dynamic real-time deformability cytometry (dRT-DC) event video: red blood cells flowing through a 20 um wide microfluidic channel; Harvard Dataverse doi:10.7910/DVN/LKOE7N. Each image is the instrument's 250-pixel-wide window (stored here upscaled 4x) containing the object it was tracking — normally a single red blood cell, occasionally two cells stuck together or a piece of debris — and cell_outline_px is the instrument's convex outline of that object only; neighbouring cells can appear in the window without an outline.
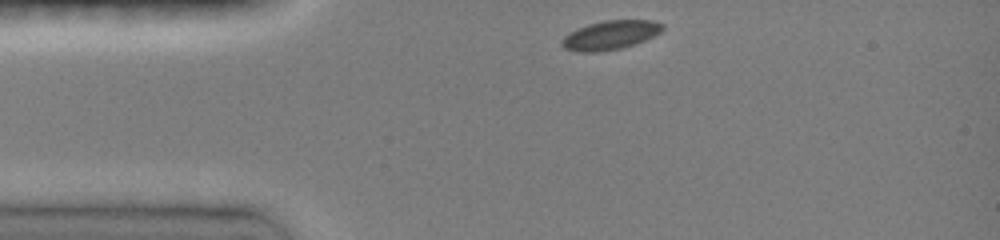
{"species": "common noctule bat (a hibernating species)", "species_latin": "Nyctalus noctula", "temperature_condition": "room temperature", "stored_images_in_passage": 2, "camera_frame_rate_fps": 3000, "um_per_image_px": 0.085, "animal": {"sex": "female", "body_mass_g": 19.0, "forearm_length_mm": 51.5}, "frame": {"image": 1, "passage_image": 1, "time_ms": 0.0, "image_size_px": [1000, 240], "cell_outline_px": [[664, 28], [660, 32], [644, 40], [624, 48], [596, 52], [576, 52], [564, 48], [560, 44], [560, 40], [564, 36], [576, 28], [588, 24], [604, 20], [652, 20], [664, 24]], "centroid_in_image_um": [51.84, 2.98], "position_along_channel_um": 33.2, "area_um2": 17.17}}